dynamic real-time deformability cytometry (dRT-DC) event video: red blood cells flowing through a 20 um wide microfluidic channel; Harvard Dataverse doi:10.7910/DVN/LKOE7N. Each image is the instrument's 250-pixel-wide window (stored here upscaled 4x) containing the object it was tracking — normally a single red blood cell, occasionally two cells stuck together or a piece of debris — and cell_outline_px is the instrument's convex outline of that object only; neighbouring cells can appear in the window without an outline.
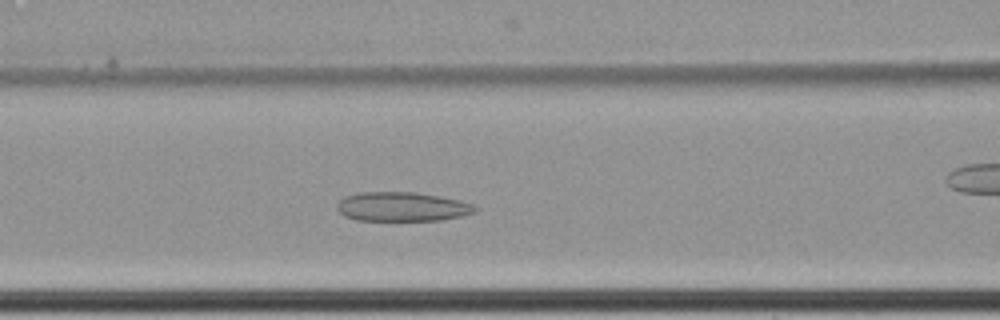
{"species": "common noctule bat (a hibernating species)", "species_latin": "Nyctalus noctula", "temperature_condition": "cold", "stored_images_in_passage": 58, "camera_frame_rate_fps": 3000, "um_per_image_px": 0.085, "animal": {"sex": "female", "body_mass_g": 22.7, "forearm_length_mm": 54.2}, "frame": {"image": 1, "passage_image": 23, "time_ms": 7.333, "image_size_px": [1000, 320], "cell_outline_px": [[476, 212], [464, 216], [440, 220], [356, 220], [344, 216], [336, 208], [336, 204], [344, 196], [364, 192], [412, 192], [460, 200], [472, 204], [476, 208]], "centroid_in_image_um": [34.16, 17.57], "position_along_channel_um": 132.4, "area_um2": 23.41}}
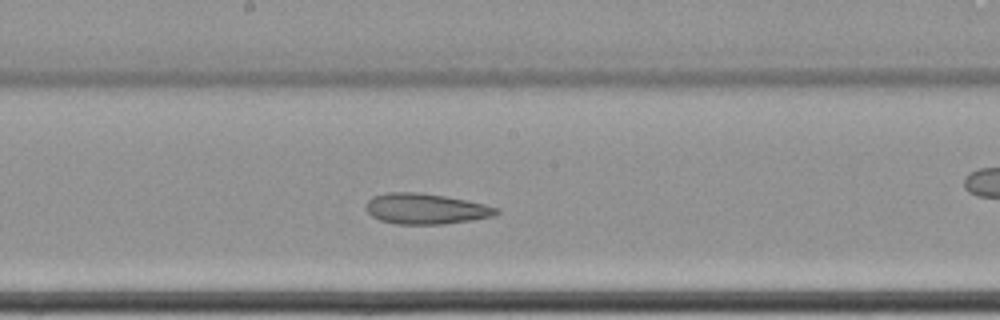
{"frame": {"image": 2, "passage_image": 30, "time_ms": 9.667, "image_size_px": [1000, 320], "cell_outline_px": [[500, 212], [496, 216], [472, 220], [444, 224], [396, 224], [380, 220], [372, 216], [364, 208], [364, 204], [372, 196], [388, 192], [420, 192], [444, 196], [484, 204], [500, 208]], "centroid_in_image_um": [36.18, 17.75], "position_along_channel_um": 212.0, "area_um2": 23.47}}
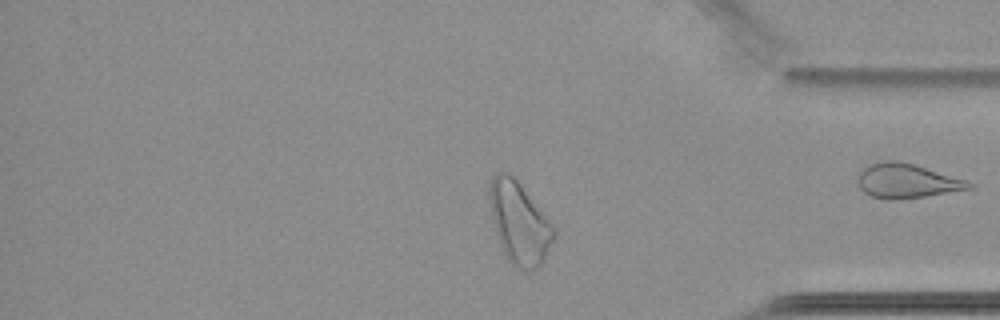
{"frame": {"image": 3, "passage_image": 47, "time_ms": 15.333, "image_size_px": [1000, 320], "cell_outline_px": [[556, 236], [540, 264], [536, 268], [516, 268], [508, 260], [500, 244], [492, 220], [488, 196], [488, 184], [492, 176], [496, 172], [508, 172], [516, 176], [556, 224]], "centroid_in_image_um": [44.16, 18.83], "position_along_channel_um": 391.0, "area_um2": 31.56}, "authors_computed_cell_mechanics": {"area_um2": 28.033, "velocity_mm_per_s": 3.4148, "shape_relaxation_time_tau1_ms": null, "shape_relaxation_time_tau2_ms": 2.5025, "deformation_change_tau1": null, "deformation_change_tau2": 0.0764}}